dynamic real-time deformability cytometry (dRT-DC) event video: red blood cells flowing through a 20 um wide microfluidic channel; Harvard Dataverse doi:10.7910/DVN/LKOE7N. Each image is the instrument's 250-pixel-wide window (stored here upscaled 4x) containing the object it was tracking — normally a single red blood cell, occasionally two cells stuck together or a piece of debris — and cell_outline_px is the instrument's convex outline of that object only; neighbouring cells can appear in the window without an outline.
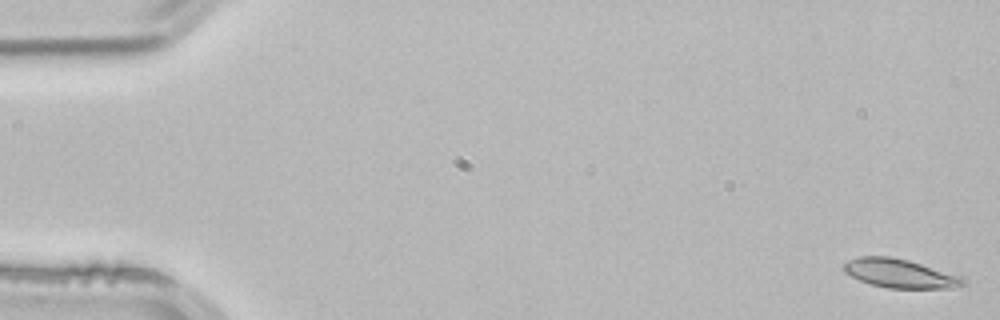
{"species": "common noctule bat (a hibernating species)", "species_latin": "Nyctalus noctula", "temperature_condition": "room temperature", "stored_images_in_passage": 4, "camera_frame_rate_fps": 3000, "um_per_image_px": 0.085, "animal": {"sex": "male", "body_mass_g": 21.5, "forearm_length_mm": 52.0}, "frame": {"image": 1, "passage_image": 1, "time_ms": 0.0, "image_size_px": [1000, 320], "cell_outline_px": [[968, 284], [952, 288], [888, 288], [872, 284], [860, 280], [844, 272], [844, 264], [848, 260], [860, 256], [888, 256], [908, 260], [964, 276], [968, 280]], "centroid_in_image_um": [76.58, 23.24], "position_along_channel_um": 8.4, "area_um2": 20.17}}